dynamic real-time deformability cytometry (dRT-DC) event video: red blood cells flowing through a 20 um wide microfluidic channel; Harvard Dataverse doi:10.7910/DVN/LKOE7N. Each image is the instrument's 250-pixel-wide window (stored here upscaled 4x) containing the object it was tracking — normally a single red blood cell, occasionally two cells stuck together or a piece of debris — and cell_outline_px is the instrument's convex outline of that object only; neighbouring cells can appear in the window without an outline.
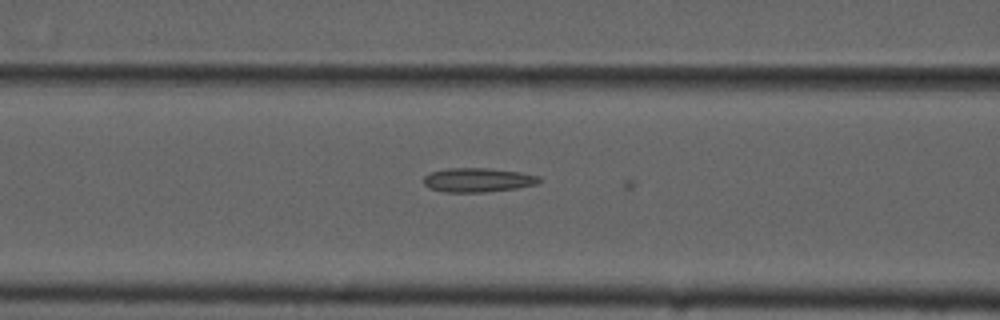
{"species": "common noctule bat (a hibernating species)", "species_latin": "Nyctalus noctula", "temperature_condition": "cold", "stored_images_in_passage": 13, "camera_frame_rate_fps": 3000, "um_per_image_px": 0.085, "animal": {"sex": "male", "forearm_length_mm": 52.5}, "frame": {"image": 1, "passage_image": 12, "time_ms": 3.667, "image_size_px": [1000, 320], "cell_outline_px": [[540, 180], [536, 184], [516, 188], [484, 192], [444, 192], [428, 188], [424, 184], [424, 176], [432, 172], [448, 168], [488, 168], [520, 172], [540, 176]], "centroid_in_image_um": [40.6, 15.3], "position_along_channel_um": 126.0, "area_um2": 16.18}}